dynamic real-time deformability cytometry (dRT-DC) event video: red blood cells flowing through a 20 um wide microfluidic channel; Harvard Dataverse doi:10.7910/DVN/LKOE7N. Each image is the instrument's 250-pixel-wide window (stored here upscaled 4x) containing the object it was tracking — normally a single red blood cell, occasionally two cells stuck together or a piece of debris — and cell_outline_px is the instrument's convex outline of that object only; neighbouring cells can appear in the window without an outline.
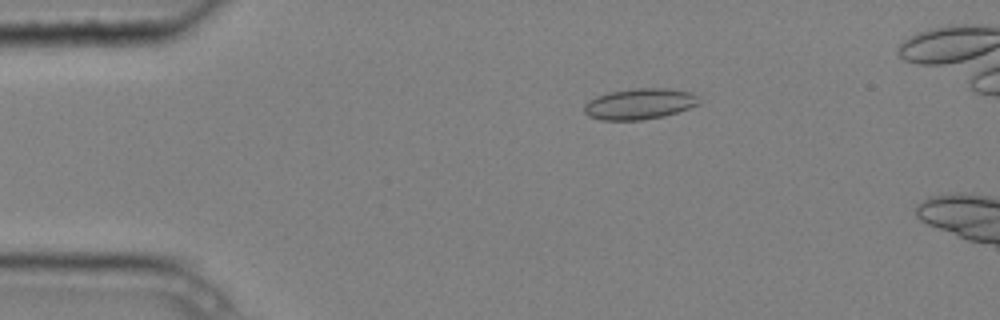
{"species": "common noctule bat (a hibernating species)", "species_latin": "Nyctalus noctula", "temperature_condition": "cold", "stored_images_in_passage": 5, "camera_frame_rate_fps": 3000, "um_per_image_px": 0.085, "animal": {"sex": "male", "body_mass_g": 20.4}, "frame": {"image": 1, "passage_image": 3, "time_ms": 0.667, "image_size_px": [1000, 320], "cell_outline_px": [[700, 104], [664, 116], [640, 120], [600, 120], [588, 116], [584, 112], [584, 104], [588, 100], [596, 96], [608, 92], [632, 88], [668, 88], [692, 92], [696, 96]], "centroid_in_image_um": [54.32, 8.82], "position_along_channel_um": 30.7, "area_um2": 20.81}}